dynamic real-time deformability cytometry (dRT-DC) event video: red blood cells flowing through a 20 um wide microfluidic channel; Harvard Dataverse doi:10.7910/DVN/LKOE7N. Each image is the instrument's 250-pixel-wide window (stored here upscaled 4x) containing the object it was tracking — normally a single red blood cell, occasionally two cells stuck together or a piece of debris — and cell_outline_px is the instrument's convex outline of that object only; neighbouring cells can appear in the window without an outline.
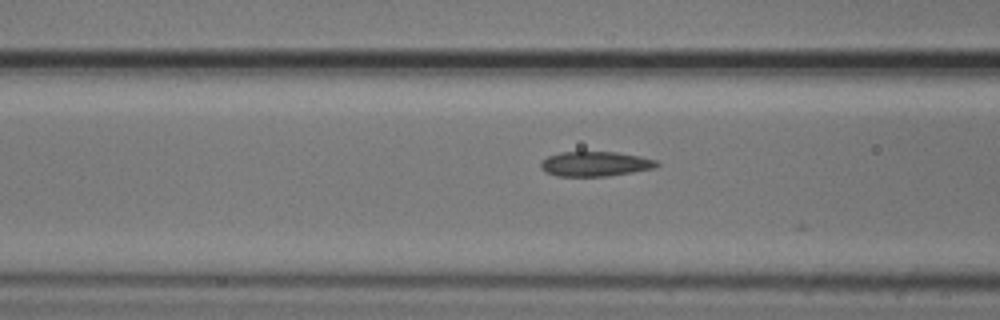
{"species": "common noctule bat (a hibernating species)", "species_latin": "Nyctalus noctula", "temperature_condition": "cold", "stored_images_in_passage": 17, "camera_frame_rate_fps": 3000, "um_per_image_px": 0.085, "animal": {"sex": "male", "body_mass_g": 20.5, "forearm_length_mm": 52.5}, "frame": {"image": 1, "passage_image": 15, "time_ms": 4.667, "image_size_px": [1000, 320], "cell_outline_px": [[660, 164], [656, 168], [608, 176], [556, 176], [544, 172], [540, 168], [540, 160], [548, 156], [560, 152], [616, 152], [640, 156], [656, 160]], "centroid_in_image_um": [50.56, 13.93], "position_along_channel_um": 116.0, "area_um2": 16.94}}